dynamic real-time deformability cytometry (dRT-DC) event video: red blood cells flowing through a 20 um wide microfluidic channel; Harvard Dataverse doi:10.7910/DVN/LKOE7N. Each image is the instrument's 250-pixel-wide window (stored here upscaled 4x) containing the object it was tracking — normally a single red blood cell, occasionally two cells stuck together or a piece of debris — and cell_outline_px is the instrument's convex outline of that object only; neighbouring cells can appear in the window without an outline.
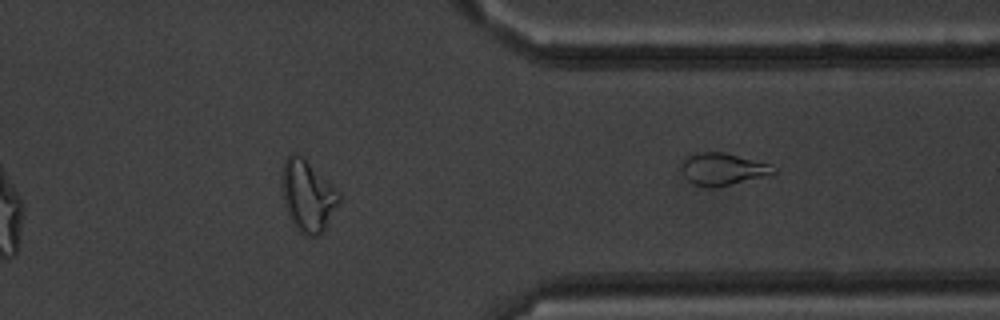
{"species": "common noctule bat (a hibernating species)", "species_latin": "Nyctalus noctula", "temperature_condition": "warm", "stored_images_in_passage": 41, "segment_of_instrument_passage": [2, 2], "camera_frame_rate_fps": 3000, "um_per_image_px": 0.085, "animal": {"sex": "male", "body_mass_g": 20.1, "forearm_length_mm": 53.5}, "frame": {"image": 1, "passage_image": 41, "time_ms": 13.333, "image_size_px": [1000, 320], "cell_outline_px": [[776, 172], [764, 176], [728, 184], [696, 184], [688, 180], [684, 176], [680, 168], [680, 160], [684, 156], [696, 152], [724, 152], [772, 164], [776, 168]], "centroid_in_image_um": [61.39, 14.29], "position_along_channel_um": 350.0, "area_um2": 16.82}}